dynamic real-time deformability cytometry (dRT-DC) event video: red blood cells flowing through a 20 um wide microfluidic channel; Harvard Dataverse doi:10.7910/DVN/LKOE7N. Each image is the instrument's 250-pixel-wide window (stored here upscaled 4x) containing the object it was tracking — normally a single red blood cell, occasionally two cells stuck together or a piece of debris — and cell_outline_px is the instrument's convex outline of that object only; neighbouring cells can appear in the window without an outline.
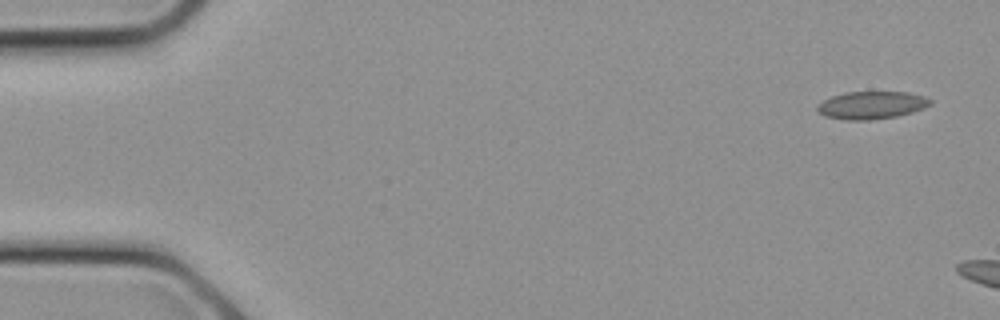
{"species": "common noctule bat (a hibernating species)", "species_latin": "Nyctalus noctula", "temperature_condition": "cold", "stored_images_in_passage": 3, "camera_frame_rate_fps": 3000, "um_per_image_px": 0.085, "animal": {"sex": "female", "body_mass_g": 21.9}, "frame": {"image": 1, "passage_image": 1, "time_ms": 0.0, "image_size_px": [1000, 320], "cell_outline_px": [[932, 104], [924, 108], [912, 112], [896, 116], [872, 120], [848, 120], [824, 116], [816, 108], [816, 104], [832, 96], [844, 92], [908, 92], [924, 96], [932, 100]], "centroid_in_image_um": [74.09, 8.93], "position_along_channel_um": 10.9, "area_um2": 18.26}}